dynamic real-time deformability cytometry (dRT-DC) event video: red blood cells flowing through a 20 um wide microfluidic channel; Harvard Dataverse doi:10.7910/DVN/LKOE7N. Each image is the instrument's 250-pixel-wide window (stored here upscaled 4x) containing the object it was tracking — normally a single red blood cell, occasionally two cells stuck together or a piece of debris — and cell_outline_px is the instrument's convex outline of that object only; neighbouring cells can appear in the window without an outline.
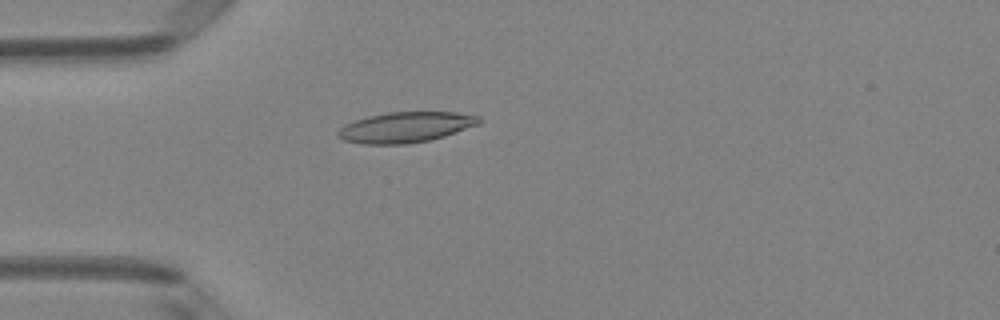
{"species": "Egyptian fruit bat (a non-hibernating species)", "species_latin": "Rousettus aegyptiacus", "temperature_condition": "room temperature", "stored_images_in_passage": 36, "camera_frame_rate_fps": 3000, "um_per_image_px": 0.085, "animal": {"sex": "female"}, "frame": {"image": 1, "passage_image": 1, "time_ms": 0.0, "image_size_px": [1000, 320], "cell_outline_px": [[480, 124], [432, 140], [408, 144], [360, 144], [344, 140], [336, 136], [336, 132], [344, 124], [368, 116], [388, 112], [456, 112], [480, 116]], "centroid_in_image_um": [34.46, 10.82], "position_along_channel_um": 50.5, "area_um2": 25.26}}
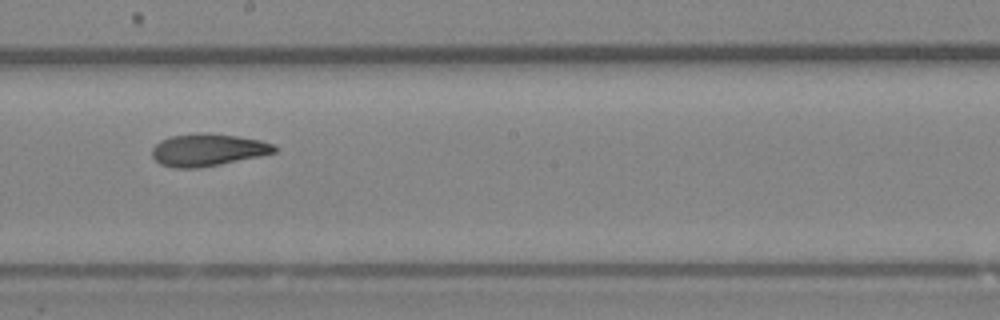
{"frame": {"image": 2, "passage_image": 15, "time_ms": 4.667, "image_size_px": [1000, 320], "cell_outline_px": [[280, 148], [276, 152], [260, 156], [200, 168], [172, 168], [160, 164], [152, 156], [152, 148], [160, 140], [172, 136], [240, 136], [260, 140], [276, 144]], "centroid_in_image_um": [17.71, 12.79], "position_along_channel_um": 230.5, "area_um2": 22.31}}
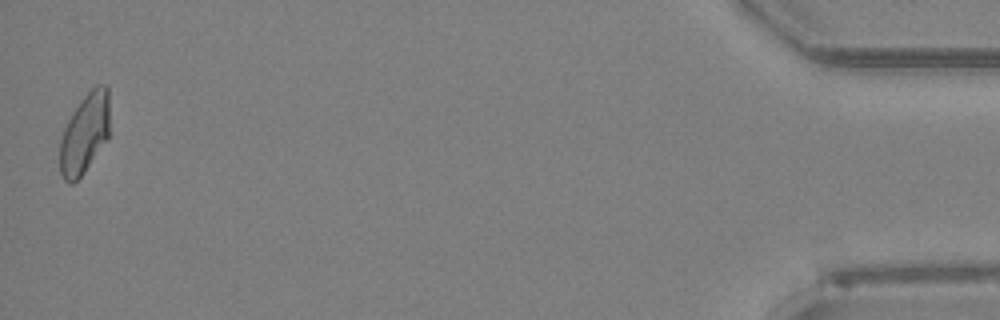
{"frame": {"image": 3, "passage_image": 36, "time_ms": 11.667, "image_size_px": [1000, 320], "cell_outline_px": [[108, 136], [84, 172], [72, 184], [68, 184], [64, 180], [60, 172], [60, 140], [64, 128], [72, 112], [80, 100], [96, 84], [104, 84], [108, 88]], "centroid_in_image_um": [7.17, 11.34], "position_along_channel_um": 428.0, "area_um2": 22.89}, "authors_computed_cell_mechanics": {"area_um2": 23.0044, "velocity_mm_per_s": 4.1114, "shape_relaxation_time_tau1_ms": 7.7179, "shape_relaxation_time_tau2_ms": 2.6411, "deformation_change_tau1": 0.1928, "deformation_change_tau2": 0.0689}}